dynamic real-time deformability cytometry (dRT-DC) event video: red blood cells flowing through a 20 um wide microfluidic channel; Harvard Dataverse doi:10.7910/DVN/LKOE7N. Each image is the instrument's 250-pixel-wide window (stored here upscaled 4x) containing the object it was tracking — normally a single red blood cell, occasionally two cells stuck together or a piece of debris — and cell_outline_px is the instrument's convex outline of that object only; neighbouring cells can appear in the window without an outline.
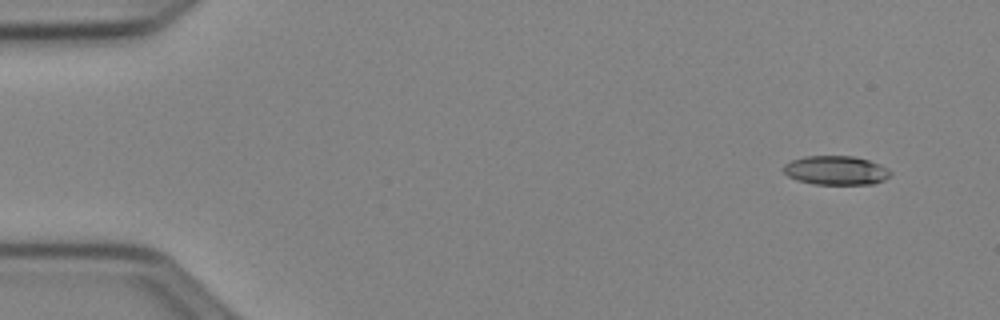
{"species": "Egyptian fruit bat (a non-hibernating species)", "species_latin": "Rousettus aegyptiacus", "temperature_condition": "cold", "stored_images_in_passage": 49, "camera_frame_rate_fps": 3000, "um_per_image_px": 0.085, "animal": {"sex": "female"}, "frame": {"image": 1, "passage_image": 1, "time_ms": 0.0, "image_size_px": [1000, 320], "cell_outline_px": [[892, 176], [884, 180], [872, 184], [812, 184], [796, 180], [788, 176], [780, 168], [784, 164], [792, 160], [804, 156], [856, 156], [880, 164], [888, 168], [892, 172]], "centroid_in_image_um": [71.05, 14.48], "position_along_channel_um": 13.9, "area_um2": 18.38}}
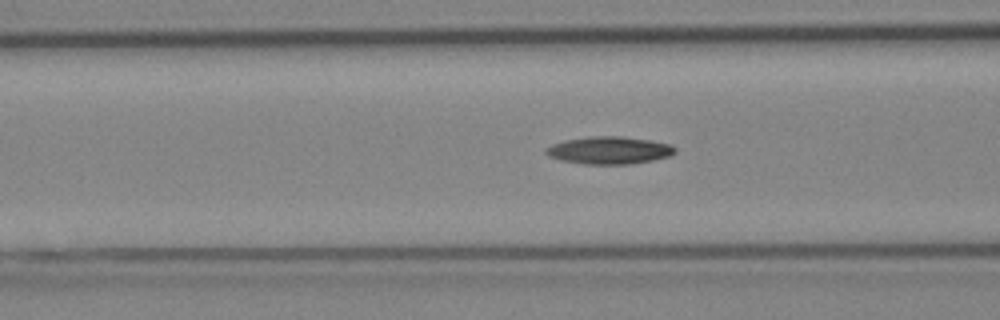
{"frame": {"image": 2, "passage_image": 18, "time_ms": 5.667, "image_size_px": [1000, 320], "cell_outline_px": [[676, 152], [668, 156], [652, 160], [632, 164], [584, 164], [560, 160], [548, 156], [544, 152], [544, 148], [552, 144], [564, 140], [592, 136], [620, 136], [648, 140], [668, 144], [676, 148]], "centroid_in_image_um": [51.72, 12.78], "position_along_channel_um": 114.9, "area_um2": 20.63}}
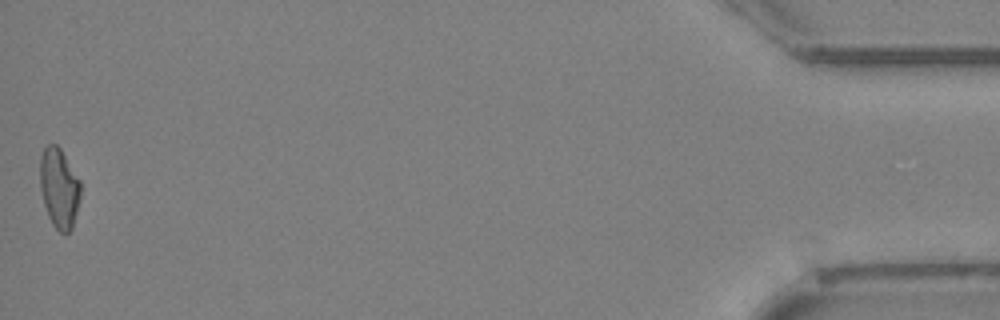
{"frame": {"image": 3, "passage_image": 49, "time_ms": 16.0, "image_size_px": [1000, 320], "cell_outline_px": [[80, 200], [72, 228], [68, 232], [60, 232], [52, 224], [48, 216], [44, 204], [40, 188], [40, 156], [44, 148], [48, 144], [56, 144], [60, 148], [80, 180]], "centroid_in_image_um": [5.02, 15.98], "position_along_channel_um": 430.2, "area_um2": 18.84}, "authors_computed_cell_mechanics": {"area_um2": 19.074, "velocity_mm_per_s": 3.9559, "shape_relaxation_time_tau1_ms": null, "shape_relaxation_time_tau2_ms": 8.8455, "deformation_change_tau1": null, "deformation_change_tau2": 0.2044}}